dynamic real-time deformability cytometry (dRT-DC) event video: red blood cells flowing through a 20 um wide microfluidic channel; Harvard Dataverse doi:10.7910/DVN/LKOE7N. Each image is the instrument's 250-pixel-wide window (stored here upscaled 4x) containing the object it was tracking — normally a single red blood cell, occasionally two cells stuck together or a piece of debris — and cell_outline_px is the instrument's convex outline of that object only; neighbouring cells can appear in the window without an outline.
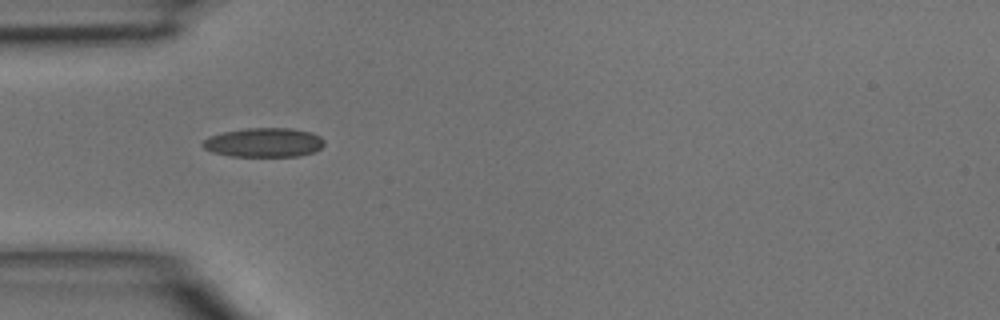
{"species": "common noctule bat (a hibernating species)", "species_latin": "Nyctalus noctula", "temperature_condition": "room temperature", "stored_images_in_passage": 4, "camera_frame_rate_fps": 3000, "um_per_image_px": 0.085, "animal": {"sex": "male", "body_mass_g": 15.6}, "frame": {"image": 1, "passage_image": 4, "time_ms": 1.0, "image_size_px": [1000, 320], "cell_outline_px": [[324, 144], [316, 152], [300, 156], [232, 156], [212, 152], [204, 148], [200, 144], [204, 140], [212, 136], [224, 132], [244, 128], [292, 128], [312, 132], [320, 136], [324, 140]], "centroid_in_image_um": [22.47, 12.11], "position_along_channel_um": 62.5, "area_um2": 20.75}}